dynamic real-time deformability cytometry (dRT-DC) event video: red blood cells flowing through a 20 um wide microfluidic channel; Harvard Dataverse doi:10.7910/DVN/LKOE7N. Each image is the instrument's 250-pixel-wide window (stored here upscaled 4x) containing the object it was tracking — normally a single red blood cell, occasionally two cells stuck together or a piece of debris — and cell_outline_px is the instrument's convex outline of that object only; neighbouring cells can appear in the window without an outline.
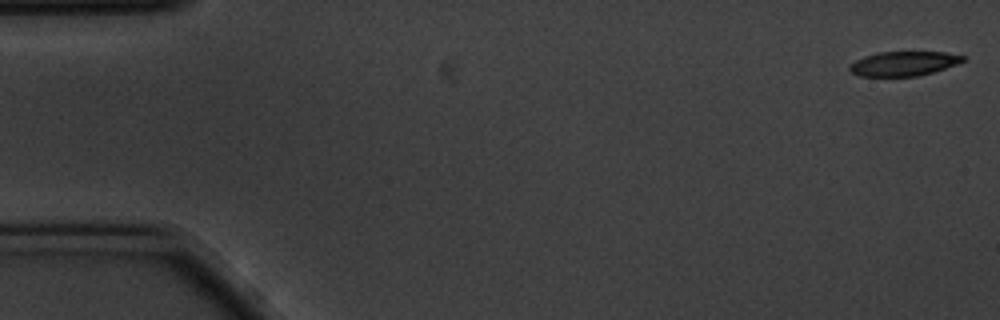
{"species": "common noctule bat (a hibernating species)", "species_latin": "Nyctalus noctula", "temperature_condition": "cold", "stored_images_in_passage": 57, "camera_frame_rate_fps": 3000, "um_per_image_px": 0.085, "animal": {"sex": "male", "body_mass_g": 20.1, "forearm_length_mm": 53.5}, "frame": {"image": 1, "passage_image": 1, "time_ms": 0.0, "image_size_px": [1000, 320], "cell_outline_px": [[964, 60], [956, 64], [932, 72], [916, 76], [860, 76], [852, 72], [848, 68], [848, 64], [864, 56], [880, 52], [944, 52], [964, 56]], "centroid_in_image_um": [76.76, 5.4], "position_along_channel_um": 8.2, "area_um2": 15.95}}
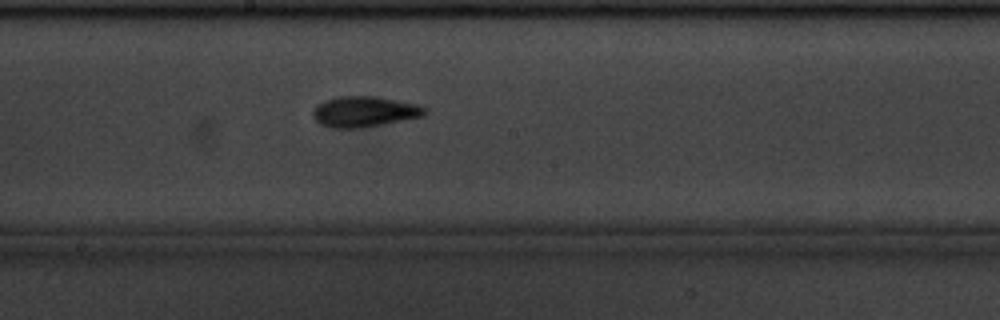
{"frame": {"image": 2, "passage_image": 30, "time_ms": 9.667, "image_size_px": [1000, 320], "cell_outline_px": [[428, 108], [424, 116], [360, 128], [328, 128], [320, 124], [312, 116], [312, 112], [316, 104], [324, 100], [336, 96], [376, 96], [416, 104]], "centroid_in_image_um": [30.92, 9.48], "position_along_channel_um": 217.3, "area_um2": 20.11}}
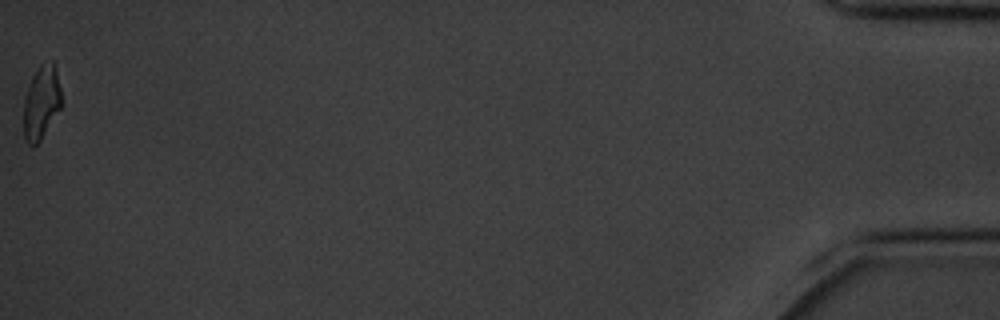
{"frame": {"image": 3, "passage_image": 57, "time_ms": 18.667, "image_size_px": [1000, 320], "cell_outline_px": [[60, 108], [40, 140], [36, 144], [28, 144], [24, 140], [24, 100], [32, 76], [40, 64], [52, 60], [56, 64], [60, 88]], "centroid_in_image_um": [3.51, 8.66], "position_along_channel_um": 431.7, "area_um2": 15.95}, "authors_computed_cell_mechanics": {"area_um2": 17.9758, "velocity_mm_per_s": 3.491, "shape_relaxation_time_tau1_ms": 3.0608, "shape_relaxation_time_tau2_ms": 2.743, "deformation_change_tau1": 0.1343, "deformation_change_tau2": 0.0945}}